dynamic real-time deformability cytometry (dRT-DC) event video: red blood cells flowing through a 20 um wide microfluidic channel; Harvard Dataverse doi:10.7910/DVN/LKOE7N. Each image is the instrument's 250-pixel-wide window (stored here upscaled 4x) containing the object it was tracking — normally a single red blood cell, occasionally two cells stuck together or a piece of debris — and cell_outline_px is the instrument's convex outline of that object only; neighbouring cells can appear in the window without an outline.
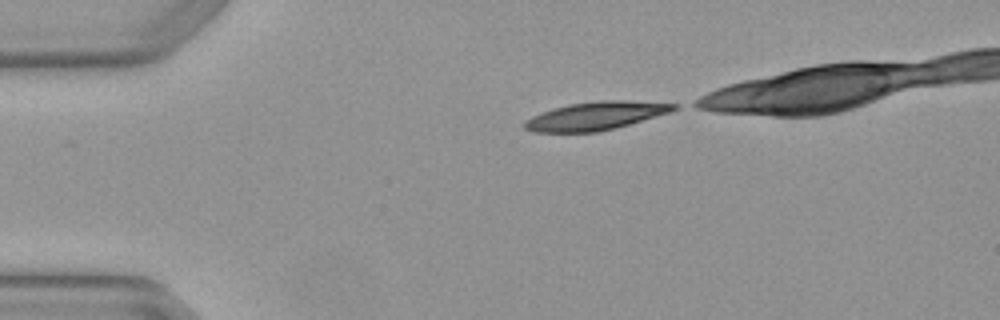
{"species": "Egyptian fruit bat (a non-hibernating species)", "species_latin": "Rousettus aegyptiacus", "temperature_condition": "warm", "stored_images_in_passage": 3, "camera_frame_rate_fps": 3000, "um_per_image_px": 0.085, "animal": {"sex": "female"}, "frame": {"image": 1, "passage_image": 1, "time_ms": 0.0, "image_size_px": [1000, 320], "cell_outline_px": [[680, 104], [676, 108], [668, 112], [628, 124], [596, 132], [532, 132], [524, 128], [524, 124], [532, 116], [556, 108], [572, 104], [600, 100], [624, 100]], "centroid_in_image_um": [50.62, 9.85], "position_along_channel_um": 34.4, "area_um2": 23.81}}